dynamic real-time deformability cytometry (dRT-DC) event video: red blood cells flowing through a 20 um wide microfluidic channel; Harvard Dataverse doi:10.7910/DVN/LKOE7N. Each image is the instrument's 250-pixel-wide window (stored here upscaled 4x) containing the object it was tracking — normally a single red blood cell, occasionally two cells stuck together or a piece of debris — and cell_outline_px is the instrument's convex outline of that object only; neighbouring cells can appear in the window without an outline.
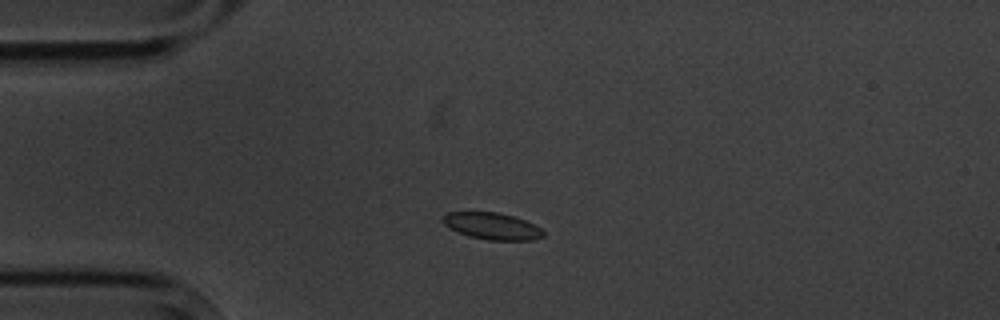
{"species": "common noctule bat (a hibernating species)", "species_latin": "Nyctalus noctula", "temperature_condition": "cold", "stored_images_in_passage": 6, "camera_frame_rate_fps": 3000, "um_per_image_px": 0.085, "animal": {"sex": "male", "body_mass_g": 20.1, "forearm_length_mm": 53.5}, "frame": {"image": 1, "passage_image": 3, "time_ms": 2.333, "image_size_px": [1000, 320], "cell_outline_px": [[544, 236], [532, 240], [488, 240], [468, 236], [444, 224], [440, 220], [440, 216], [448, 212], [496, 212], [512, 216], [524, 220], [540, 228], [544, 232]], "centroid_in_image_um": [41.79, 19.21], "position_along_channel_um": 43.2, "area_um2": 15.55}}
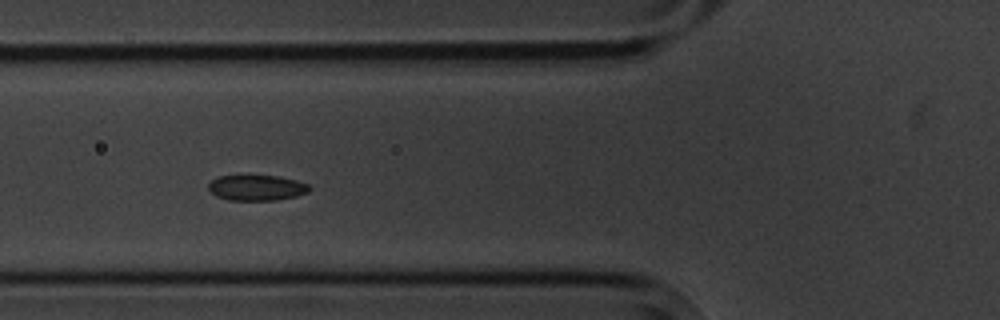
{"frame": {"image": 2, "passage_image": 5, "time_ms": 4.667, "image_size_px": [1000, 320], "cell_outline_px": [[312, 188], [308, 192], [296, 196], [276, 200], [228, 200], [216, 196], [208, 188], [208, 184], [212, 180], [220, 176], [236, 172], [248, 172], [280, 176], [296, 180], [308, 184]], "centroid_in_image_um": [21.79, 15.89], "position_along_channel_um": 104.0, "area_um2": 16.01}}
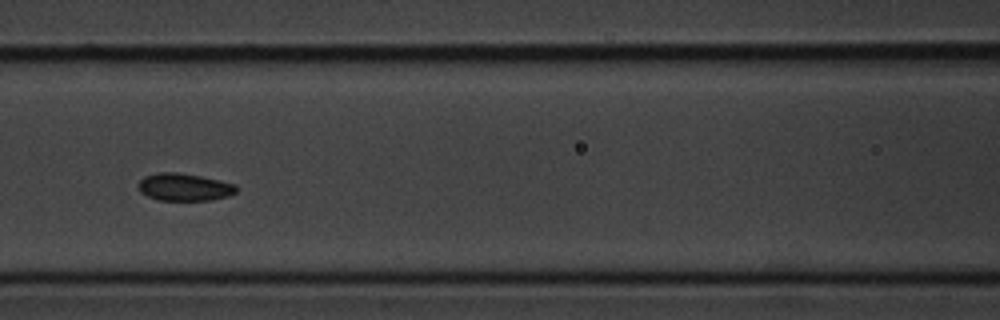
{"frame": {"image": 3, "passage_image": 6, "time_ms": 6.0, "image_size_px": [1000, 320], "cell_outline_px": [[240, 188], [236, 192], [228, 196], [212, 200], [160, 200], [148, 196], [140, 192], [136, 184], [144, 176], [156, 172], [176, 172], [200, 176], [220, 180], [236, 184]], "centroid_in_image_um": [15.67, 15.89], "position_along_channel_um": 150.9, "area_um2": 15.9}}